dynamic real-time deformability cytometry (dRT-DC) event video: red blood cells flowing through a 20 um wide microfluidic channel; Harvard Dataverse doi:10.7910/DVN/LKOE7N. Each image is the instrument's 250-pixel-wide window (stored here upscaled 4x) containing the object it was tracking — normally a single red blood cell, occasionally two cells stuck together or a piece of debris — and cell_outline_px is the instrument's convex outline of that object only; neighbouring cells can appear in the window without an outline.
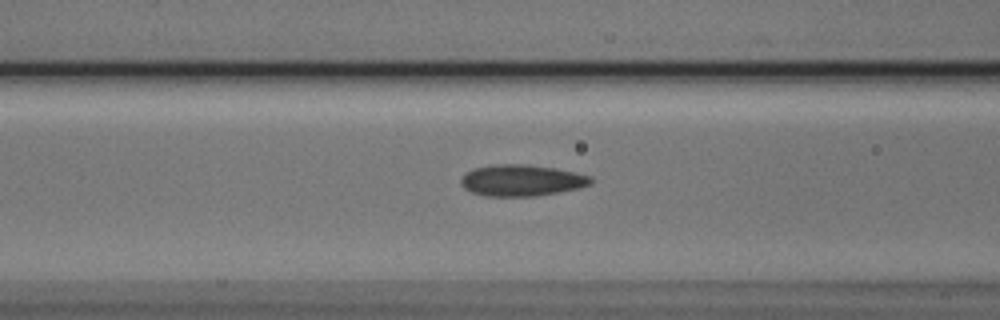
{"species": "Egyptian fruit bat (a non-hibernating species)", "species_latin": "Rousettus aegyptiacus", "temperature_condition": "cold", "stored_images_in_passage": 37, "camera_frame_rate_fps": 3000, "um_per_image_px": 0.085, "animal": {"sex": "male"}, "frame": {"image": 1, "passage_image": 12, "time_ms": 3.667, "image_size_px": [1000, 320], "cell_outline_px": [[592, 184], [580, 188], [560, 192], [536, 196], [484, 196], [472, 192], [464, 188], [460, 184], [460, 180], [468, 172], [476, 168], [492, 164], [528, 164], [556, 168], [576, 172], [592, 176]], "centroid_in_image_um": [44.38, 15.33], "position_along_channel_um": 122.2, "area_um2": 23.93}}
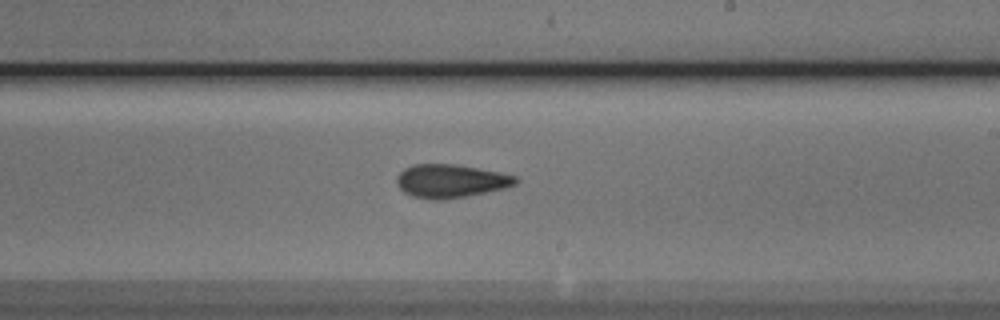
{"frame": {"image": 2, "passage_image": 22, "time_ms": 7.0, "image_size_px": [1000, 320], "cell_outline_px": [[520, 180], [516, 184], [504, 188], [444, 200], [432, 200], [412, 196], [404, 192], [400, 188], [396, 180], [396, 176], [404, 168], [412, 164], [456, 164], [516, 176]], "centroid_in_image_um": [38.26, 15.38], "position_along_channel_um": 250.7, "area_um2": 22.95}}
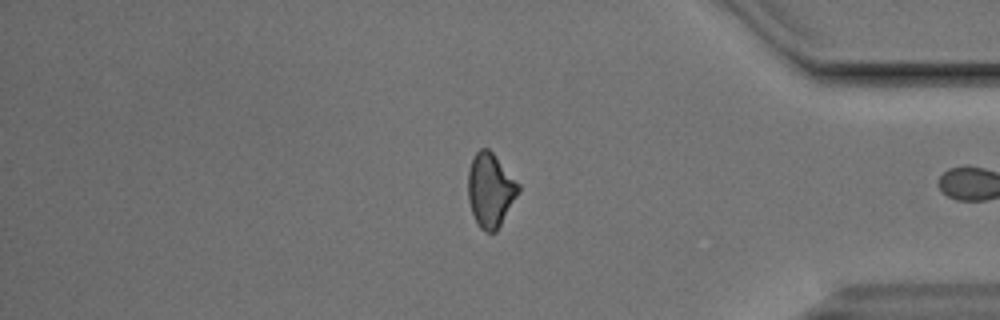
{"frame": {"image": 3, "passage_image": 35, "time_ms": 11.333, "image_size_px": [1000, 320], "cell_outline_px": [[520, 192], [496, 232], [484, 232], [480, 228], [472, 212], [468, 200], [468, 172], [472, 160], [476, 152], [480, 148], [488, 148], [492, 152], [520, 184]], "centroid_in_image_um": [41.69, 16.16], "position_along_channel_um": 393.5, "area_um2": 21.68}, "authors_computed_cell_mechanics": {"area_um2": 22.7732, "velocity_mm_per_s": 3.8532, "shape_relaxation_time_tau1_ms": 7.9163, "shape_relaxation_time_tau2_ms": 4.0267, "deformation_change_tau1": 0.1448, "deformation_change_tau2": 0.1018}}